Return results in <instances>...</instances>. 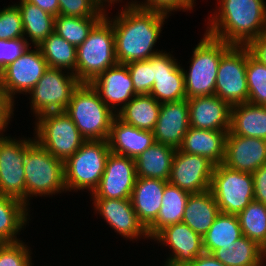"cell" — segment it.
Here are the masks:
<instances>
[{
  "mask_svg": "<svg viewBox=\"0 0 266 266\" xmlns=\"http://www.w3.org/2000/svg\"><path fill=\"white\" fill-rule=\"evenodd\" d=\"M105 17L112 23L115 36V56L118 64L148 60L162 52L154 48L169 14L141 9L133 0L122 6L114 17L106 11Z\"/></svg>",
  "mask_w": 266,
  "mask_h": 266,
  "instance_id": "6da1fadb",
  "label": "cell"
},
{
  "mask_svg": "<svg viewBox=\"0 0 266 266\" xmlns=\"http://www.w3.org/2000/svg\"><path fill=\"white\" fill-rule=\"evenodd\" d=\"M205 33L232 45H246L266 33L265 0H216Z\"/></svg>",
  "mask_w": 266,
  "mask_h": 266,
  "instance_id": "7a4b0ae2",
  "label": "cell"
},
{
  "mask_svg": "<svg viewBox=\"0 0 266 266\" xmlns=\"http://www.w3.org/2000/svg\"><path fill=\"white\" fill-rule=\"evenodd\" d=\"M25 204L34 196L52 197L67 193L64 179V162L51 155L35 139L26 147ZM30 202V203H29Z\"/></svg>",
  "mask_w": 266,
  "mask_h": 266,
  "instance_id": "3957f363",
  "label": "cell"
},
{
  "mask_svg": "<svg viewBox=\"0 0 266 266\" xmlns=\"http://www.w3.org/2000/svg\"><path fill=\"white\" fill-rule=\"evenodd\" d=\"M193 47L189 69L182 67L186 99L215 94L218 66L222 55L232 46L207 33Z\"/></svg>",
  "mask_w": 266,
  "mask_h": 266,
  "instance_id": "277c9868",
  "label": "cell"
},
{
  "mask_svg": "<svg viewBox=\"0 0 266 266\" xmlns=\"http://www.w3.org/2000/svg\"><path fill=\"white\" fill-rule=\"evenodd\" d=\"M65 112L86 141L107 140L116 116L89 83H81L73 92Z\"/></svg>",
  "mask_w": 266,
  "mask_h": 266,
  "instance_id": "5b68a950",
  "label": "cell"
},
{
  "mask_svg": "<svg viewBox=\"0 0 266 266\" xmlns=\"http://www.w3.org/2000/svg\"><path fill=\"white\" fill-rule=\"evenodd\" d=\"M117 64L112 23L104 16L77 47L76 78L90 83L102 72Z\"/></svg>",
  "mask_w": 266,
  "mask_h": 266,
  "instance_id": "8992f818",
  "label": "cell"
},
{
  "mask_svg": "<svg viewBox=\"0 0 266 266\" xmlns=\"http://www.w3.org/2000/svg\"><path fill=\"white\" fill-rule=\"evenodd\" d=\"M107 140L85 141L80 149L64 162L66 191L88 189L92 194L98 187L110 154Z\"/></svg>",
  "mask_w": 266,
  "mask_h": 266,
  "instance_id": "52a82bcc",
  "label": "cell"
},
{
  "mask_svg": "<svg viewBox=\"0 0 266 266\" xmlns=\"http://www.w3.org/2000/svg\"><path fill=\"white\" fill-rule=\"evenodd\" d=\"M34 125V139L63 162L86 141L65 111L41 114L35 119Z\"/></svg>",
  "mask_w": 266,
  "mask_h": 266,
  "instance_id": "ba28073f",
  "label": "cell"
},
{
  "mask_svg": "<svg viewBox=\"0 0 266 266\" xmlns=\"http://www.w3.org/2000/svg\"><path fill=\"white\" fill-rule=\"evenodd\" d=\"M80 84L74 73L48 68L27 94L35 119L44 113L66 111L73 92Z\"/></svg>",
  "mask_w": 266,
  "mask_h": 266,
  "instance_id": "9c48e42d",
  "label": "cell"
},
{
  "mask_svg": "<svg viewBox=\"0 0 266 266\" xmlns=\"http://www.w3.org/2000/svg\"><path fill=\"white\" fill-rule=\"evenodd\" d=\"M210 190L220 212L238 215L254 200L252 173L215 165Z\"/></svg>",
  "mask_w": 266,
  "mask_h": 266,
  "instance_id": "30bf717a",
  "label": "cell"
},
{
  "mask_svg": "<svg viewBox=\"0 0 266 266\" xmlns=\"http://www.w3.org/2000/svg\"><path fill=\"white\" fill-rule=\"evenodd\" d=\"M246 64L247 47L245 45H232L221 57L215 95L230 106L248 102Z\"/></svg>",
  "mask_w": 266,
  "mask_h": 266,
  "instance_id": "8fae6325",
  "label": "cell"
},
{
  "mask_svg": "<svg viewBox=\"0 0 266 266\" xmlns=\"http://www.w3.org/2000/svg\"><path fill=\"white\" fill-rule=\"evenodd\" d=\"M0 135V194L25 204L26 147L34 139Z\"/></svg>",
  "mask_w": 266,
  "mask_h": 266,
  "instance_id": "7c38bea8",
  "label": "cell"
},
{
  "mask_svg": "<svg viewBox=\"0 0 266 266\" xmlns=\"http://www.w3.org/2000/svg\"><path fill=\"white\" fill-rule=\"evenodd\" d=\"M38 46L32 45L0 72V86L15 102V95H27L48 69Z\"/></svg>",
  "mask_w": 266,
  "mask_h": 266,
  "instance_id": "4fadbf2b",
  "label": "cell"
},
{
  "mask_svg": "<svg viewBox=\"0 0 266 266\" xmlns=\"http://www.w3.org/2000/svg\"><path fill=\"white\" fill-rule=\"evenodd\" d=\"M214 167L206 157L177 149L168 182L190 194L201 193L210 189Z\"/></svg>",
  "mask_w": 266,
  "mask_h": 266,
  "instance_id": "5bb4252c",
  "label": "cell"
},
{
  "mask_svg": "<svg viewBox=\"0 0 266 266\" xmlns=\"http://www.w3.org/2000/svg\"><path fill=\"white\" fill-rule=\"evenodd\" d=\"M170 52L162 51L148 60L153 65V80L150 95L159 103L186 99L182 64Z\"/></svg>",
  "mask_w": 266,
  "mask_h": 266,
  "instance_id": "9a60e30c",
  "label": "cell"
},
{
  "mask_svg": "<svg viewBox=\"0 0 266 266\" xmlns=\"http://www.w3.org/2000/svg\"><path fill=\"white\" fill-rule=\"evenodd\" d=\"M135 160L110 152L91 198L130 199L136 181Z\"/></svg>",
  "mask_w": 266,
  "mask_h": 266,
  "instance_id": "2e32d148",
  "label": "cell"
},
{
  "mask_svg": "<svg viewBox=\"0 0 266 266\" xmlns=\"http://www.w3.org/2000/svg\"><path fill=\"white\" fill-rule=\"evenodd\" d=\"M91 199L94 211L117 235L133 242L140 240L139 238L150 240L147 230L137 218L131 199Z\"/></svg>",
  "mask_w": 266,
  "mask_h": 266,
  "instance_id": "e0dca14e",
  "label": "cell"
},
{
  "mask_svg": "<svg viewBox=\"0 0 266 266\" xmlns=\"http://www.w3.org/2000/svg\"><path fill=\"white\" fill-rule=\"evenodd\" d=\"M153 240L171 249L164 262L169 266H186L204 253L203 237L182 222L163 228Z\"/></svg>",
  "mask_w": 266,
  "mask_h": 266,
  "instance_id": "ac0fdd59",
  "label": "cell"
},
{
  "mask_svg": "<svg viewBox=\"0 0 266 266\" xmlns=\"http://www.w3.org/2000/svg\"><path fill=\"white\" fill-rule=\"evenodd\" d=\"M89 84L115 114L137 95L126 64L117 63Z\"/></svg>",
  "mask_w": 266,
  "mask_h": 266,
  "instance_id": "d6986e66",
  "label": "cell"
},
{
  "mask_svg": "<svg viewBox=\"0 0 266 266\" xmlns=\"http://www.w3.org/2000/svg\"><path fill=\"white\" fill-rule=\"evenodd\" d=\"M222 164L237 171L254 173L266 164V140L228 132Z\"/></svg>",
  "mask_w": 266,
  "mask_h": 266,
  "instance_id": "ffe728a7",
  "label": "cell"
},
{
  "mask_svg": "<svg viewBox=\"0 0 266 266\" xmlns=\"http://www.w3.org/2000/svg\"><path fill=\"white\" fill-rule=\"evenodd\" d=\"M190 128L187 99L162 103L153 130L155 142L178 149Z\"/></svg>",
  "mask_w": 266,
  "mask_h": 266,
  "instance_id": "44dd1931",
  "label": "cell"
},
{
  "mask_svg": "<svg viewBox=\"0 0 266 266\" xmlns=\"http://www.w3.org/2000/svg\"><path fill=\"white\" fill-rule=\"evenodd\" d=\"M190 127L229 131L231 106L218 96L208 95L187 99Z\"/></svg>",
  "mask_w": 266,
  "mask_h": 266,
  "instance_id": "7402d4cb",
  "label": "cell"
},
{
  "mask_svg": "<svg viewBox=\"0 0 266 266\" xmlns=\"http://www.w3.org/2000/svg\"><path fill=\"white\" fill-rule=\"evenodd\" d=\"M112 153L132 159L139 157L155 142L153 131L141 130L114 117L107 139Z\"/></svg>",
  "mask_w": 266,
  "mask_h": 266,
  "instance_id": "603a6c76",
  "label": "cell"
},
{
  "mask_svg": "<svg viewBox=\"0 0 266 266\" xmlns=\"http://www.w3.org/2000/svg\"><path fill=\"white\" fill-rule=\"evenodd\" d=\"M168 181L137 177L131 202L139 222L147 229L157 218Z\"/></svg>",
  "mask_w": 266,
  "mask_h": 266,
  "instance_id": "cb8c5ba5",
  "label": "cell"
},
{
  "mask_svg": "<svg viewBox=\"0 0 266 266\" xmlns=\"http://www.w3.org/2000/svg\"><path fill=\"white\" fill-rule=\"evenodd\" d=\"M228 132L190 127L178 149L206 157L215 165L221 164L225 157Z\"/></svg>",
  "mask_w": 266,
  "mask_h": 266,
  "instance_id": "d4e9b609",
  "label": "cell"
},
{
  "mask_svg": "<svg viewBox=\"0 0 266 266\" xmlns=\"http://www.w3.org/2000/svg\"><path fill=\"white\" fill-rule=\"evenodd\" d=\"M220 213L211 190L190 194L183 214L182 223L204 237Z\"/></svg>",
  "mask_w": 266,
  "mask_h": 266,
  "instance_id": "484cf974",
  "label": "cell"
},
{
  "mask_svg": "<svg viewBox=\"0 0 266 266\" xmlns=\"http://www.w3.org/2000/svg\"><path fill=\"white\" fill-rule=\"evenodd\" d=\"M229 132L233 135L266 140V106L250 102L231 106Z\"/></svg>",
  "mask_w": 266,
  "mask_h": 266,
  "instance_id": "4316f807",
  "label": "cell"
},
{
  "mask_svg": "<svg viewBox=\"0 0 266 266\" xmlns=\"http://www.w3.org/2000/svg\"><path fill=\"white\" fill-rule=\"evenodd\" d=\"M177 149L154 143L135 159L136 176L169 181Z\"/></svg>",
  "mask_w": 266,
  "mask_h": 266,
  "instance_id": "83f0119b",
  "label": "cell"
},
{
  "mask_svg": "<svg viewBox=\"0 0 266 266\" xmlns=\"http://www.w3.org/2000/svg\"><path fill=\"white\" fill-rule=\"evenodd\" d=\"M30 217V208L26 204L0 194V243L22 241L18 235L26 229L27 223L29 225Z\"/></svg>",
  "mask_w": 266,
  "mask_h": 266,
  "instance_id": "f1b7e54d",
  "label": "cell"
},
{
  "mask_svg": "<svg viewBox=\"0 0 266 266\" xmlns=\"http://www.w3.org/2000/svg\"><path fill=\"white\" fill-rule=\"evenodd\" d=\"M190 193L170 184L165 185L162 197V206L156 220L146 229L152 240L163 228L181 223L185 206Z\"/></svg>",
  "mask_w": 266,
  "mask_h": 266,
  "instance_id": "f546056e",
  "label": "cell"
},
{
  "mask_svg": "<svg viewBox=\"0 0 266 266\" xmlns=\"http://www.w3.org/2000/svg\"><path fill=\"white\" fill-rule=\"evenodd\" d=\"M160 106L150 94L135 95L116 116L123 122L146 131H153L157 123Z\"/></svg>",
  "mask_w": 266,
  "mask_h": 266,
  "instance_id": "4dcf8cb0",
  "label": "cell"
},
{
  "mask_svg": "<svg viewBox=\"0 0 266 266\" xmlns=\"http://www.w3.org/2000/svg\"><path fill=\"white\" fill-rule=\"evenodd\" d=\"M17 3L15 5L21 14L24 39L32 46H39L54 31L55 16L27 1L19 0Z\"/></svg>",
  "mask_w": 266,
  "mask_h": 266,
  "instance_id": "1f68e13d",
  "label": "cell"
},
{
  "mask_svg": "<svg viewBox=\"0 0 266 266\" xmlns=\"http://www.w3.org/2000/svg\"><path fill=\"white\" fill-rule=\"evenodd\" d=\"M263 253L255 241L242 236L235 244L215 249L211 254L225 266H262Z\"/></svg>",
  "mask_w": 266,
  "mask_h": 266,
  "instance_id": "d6a6232c",
  "label": "cell"
},
{
  "mask_svg": "<svg viewBox=\"0 0 266 266\" xmlns=\"http://www.w3.org/2000/svg\"><path fill=\"white\" fill-rule=\"evenodd\" d=\"M243 236L237 215L220 212L203 237V249L212 253L215 249L235 244Z\"/></svg>",
  "mask_w": 266,
  "mask_h": 266,
  "instance_id": "836d02e7",
  "label": "cell"
},
{
  "mask_svg": "<svg viewBox=\"0 0 266 266\" xmlns=\"http://www.w3.org/2000/svg\"><path fill=\"white\" fill-rule=\"evenodd\" d=\"M38 47L49 68L76 72L77 47L54 31Z\"/></svg>",
  "mask_w": 266,
  "mask_h": 266,
  "instance_id": "e575fe53",
  "label": "cell"
},
{
  "mask_svg": "<svg viewBox=\"0 0 266 266\" xmlns=\"http://www.w3.org/2000/svg\"><path fill=\"white\" fill-rule=\"evenodd\" d=\"M243 236L266 249V205L253 200L238 215Z\"/></svg>",
  "mask_w": 266,
  "mask_h": 266,
  "instance_id": "d590c367",
  "label": "cell"
},
{
  "mask_svg": "<svg viewBox=\"0 0 266 266\" xmlns=\"http://www.w3.org/2000/svg\"><path fill=\"white\" fill-rule=\"evenodd\" d=\"M102 18H81L58 15L54 18V32L70 44L78 47Z\"/></svg>",
  "mask_w": 266,
  "mask_h": 266,
  "instance_id": "8d00e7d4",
  "label": "cell"
},
{
  "mask_svg": "<svg viewBox=\"0 0 266 266\" xmlns=\"http://www.w3.org/2000/svg\"><path fill=\"white\" fill-rule=\"evenodd\" d=\"M246 76L248 85V102L266 106V65L259 63L247 49Z\"/></svg>",
  "mask_w": 266,
  "mask_h": 266,
  "instance_id": "74e56055",
  "label": "cell"
},
{
  "mask_svg": "<svg viewBox=\"0 0 266 266\" xmlns=\"http://www.w3.org/2000/svg\"><path fill=\"white\" fill-rule=\"evenodd\" d=\"M29 244L19 241L0 243V266H33Z\"/></svg>",
  "mask_w": 266,
  "mask_h": 266,
  "instance_id": "f35d334b",
  "label": "cell"
},
{
  "mask_svg": "<svg viewBox=\"0 0 266 266\" xmlns=\"http://www.w3.org/2000/svg\"><path fill=\"white\" fill-rule=\"evenodd\" d=\"M24 38L19 8L15 4L0 9V40Z\"/></svg>",
  "mask_w": 266,
  "mask_h": 266,
  "instance_id": "ab89813d",
  "label": "cell"
},
{
  "mask_svg": "<svg viewBox=\"0 0 266 266\" xmlns=\"http://www.w3.org/2000/svg\"><path fill=\"white\" fill-rule=\"evenodd\" d=\"M137 95L150 94L153 80V65L149 60L126 64Z\"/></svg>",
  "mask_w": 266,
  "mask_h": 266,
  "instance_id": "60d3db41",
  "label": "cell"
},
{
  "mask_svg": "<svg viewBox=\"0 0 266 266\" xmlns=\"http://www.w3.org/2000/svg\"><path fill=\"white\" fill-rule=\"evenodd\" d=\"M59 14L81 18H103L105 11L93 0H58Z\"/></svg>",
  "mask_w": 266,
  "mask_h": 266,
  "instance_id": "b9f144b4",
  "label": "cell"
},
{
  "mask_svg": "<svg viewBox=\"0 0 266 266\" xmlns=\"http://www.w3.org/2000/svg\"><path fill=\"white\" fill-rule=\"evenodd\" d=\"M196 0H133V5L147 10H156L171 16L172 12H192L196 7ZM195 5V6H194ZM192 10V11H191Z\"/></svg>",
  "mask_w": 266,
  "mask_h": 266,
  "instance_id": "7bdbcfd3",
  "label": "cell"
},
{
  "mask_svg": "<svg viewBox=\"0 0 266 266\" xmlns=\"http://www.w3.org/2000/svg\"><path fill=\"white\" fill-rule=\"evenodd\" d=\"M30 46L24 38L0 40V72L19 58Z\"/></svg>",
  "mask_w": 266,
  "mask_h": 266,
  "instance_id": "ee69618b",
  "label": "cell"
},
{
  "mask_svg": "<svg viewBox=\"0 0 266 266\" xmlns=\"http://www.w3.org/2000/svg\"><path fill=\"white\" fill-rule=\"evenodd\" d=\"M15 102L8 96L7 92L0 86V135H5L10 121L14 117Z\"/></svg>",
  "mask_w": 266,
  "mask_h": 266,
  "instance_id": "f6af8a7d",
  "label": "cell"
},
{
  "mask_svg": "<svg viewBox=\"0 0 266 266\" xmlns=\"http://www.w3.org/2000/svg\"><path fill=\"white\" fill-rule=\"evenodd\" d=\"M254 182V200L266 205V164L252 173Z\"/></svg>",
  "mask_w": 266,
  "mask_h": 266,
  "instance_id": "bcb514c9",
  "label": "cell"
},
{
  "mask_svg": "<svg viewBox=\"0 0 266 266\" xmlns=\"http://www.w3.org/2000/svg\"><path fill=\"white\" fill-rule=\"evenodd\" d=\"M245 46L255 60L266 65V33L252 38Z\"/></svg>",
  "mask_w": 266,
  "mask_h": 266,
  "instance_id": "7dc6e473",
  "label": "cell"
},
{
  "mask_svg": "<svg viewBox=\"0 0 266 266\" xmlns=\"http://www.w3.org/2000/svg\"><path fill=\"white\" fill-rule=\"evenodd\" d=\"M34 4L42 10L52 14L53 16L59 15V1L58 0H24Z\"/></svg>",
  "mask_w": 266,
  "mask_h": 266,
  "instance_id": "c3c4849f",
  "label": "cell"
},
{
  "mask_svg": "<svg viewBox=\"0 0 266 266\" xmlns=\"http://www.w3.org/2000/svg\"><path fill=\"white\" fill-rule=\"evenodd\" d=\"M186 266H225L218 259H216L212 254L204 252L198 256L193 262L187 264Z\"/></svg>",
  "mask_w": 266,
  "mask_h": 266,
  "instance_id": "681fc988",
  "label": "cell"
},
{
  "mask_svg": "<svg viewBox=\"0 0 266 266\" xmlns=\"http://www.w3.org/2000/svg\"><path fill=\"white\" fill-rule=\"evenodd\" d=\"M93 1L101 8V10H104L105 12L109 10L108 9L109 6L111 7L112 5L114 6L115 3L123 2V0H93Z\"/></svg>",
  "mask_w": 266,
  "mask_h": 266,
  "instance_id": "f907efd6",
  "label": "cell"
},
{
  "mask_svg": "<svg viewBox=\"0 0 266 266\" xmlns=\"http://www.w3.org/2000/svg\"><path fill=\"white\" fill-rule=\"evenodd\" d=\"M266 250H264L263 258H262V266H266Z\"/></svg>",
  "mask_w": 266,
  "mask_h": 266,
  "instance_id": "816d5d0a",
  "label": "cell"
}]
</instances>
